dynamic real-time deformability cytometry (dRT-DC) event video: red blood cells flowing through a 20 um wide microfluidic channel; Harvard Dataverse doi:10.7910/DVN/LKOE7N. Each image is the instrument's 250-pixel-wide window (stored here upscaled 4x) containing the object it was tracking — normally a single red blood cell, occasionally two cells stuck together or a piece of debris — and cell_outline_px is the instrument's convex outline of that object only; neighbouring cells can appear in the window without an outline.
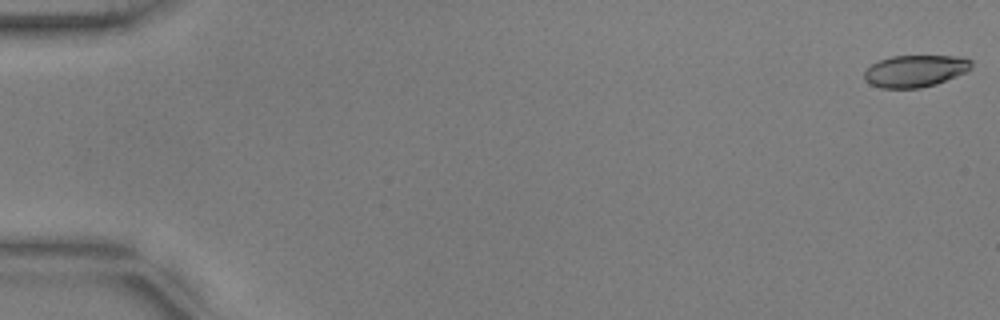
{"species": "common noctule bat (a hibernating species)", "species_latin": "Nyctalus noctula", "temperature_condition": "warm", "stored_images_in_passage": 51, "camera_frame_rate_fps": 3000, "um_per_image_px": 0.085, "animal": {"sex": "male", "body_mass_g": 17.9, "forearm_length_mm": 54.2}, "frame": {"image": 1, "passage_image": 1, "time_ms": 0.0, "image_size_px": [1000, 320], "cell_outline_px": [[972, 68], [968, 72], [936, 84], [920, 88], [880, 88], [864, 80], [864, 72], [872, 64], [880, 60], [892, 56], [964, 56], [972, 60]], "centroid_in_image_um": [77.84, 6.03], "position_along_channel_um": 7.2, "area_um2": 20.11}}
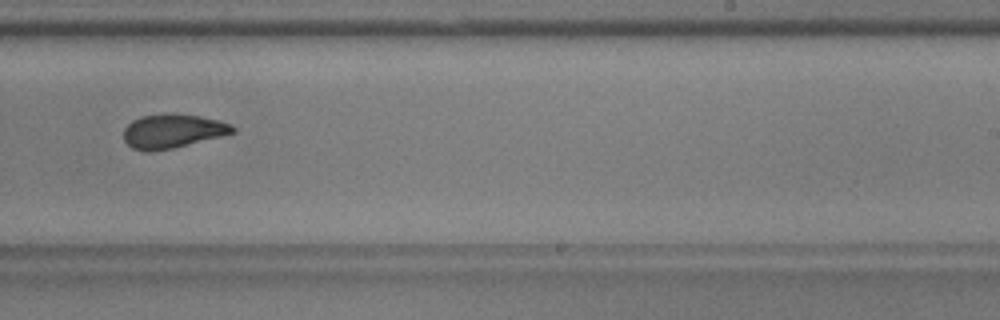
{"frame": {"image": 2, "passage_image": 35, "time_ms": 11.333, "image_size_px": [1000, 320], "cell_outline_px": [[236, 132], [224, 136], [172, 148], [152, 152], [144, 152], [132, 148], [124, 140], [124, 128], [132, 120], [140, 116], [200, 116], [232, 124], [236, 128]], "centroid_in_image_um": [14.68, 11.19], "position_along_channel_um": 274.3, "area_um2": 21.1}}
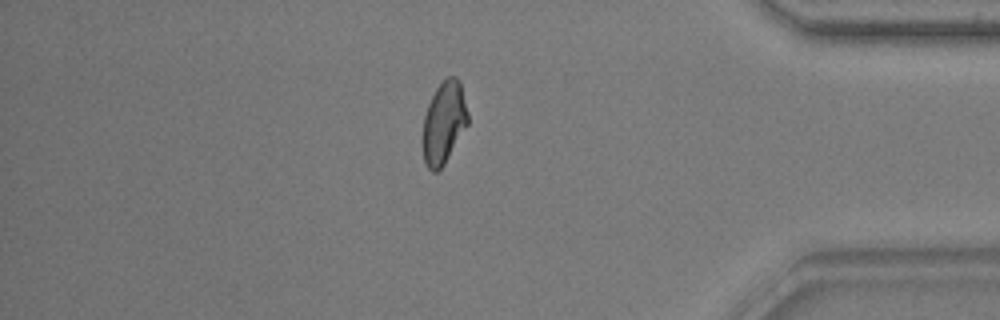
{"frame": {"image": 3, "passage_image": 47, "time_ms": 15.333, "image_size_px": [1000, 320], "cell_outline_px": [[468, 124], [444, 164], [436, 172], [432, 172], [428, 168], [424, 160], [420, 140], [424, 116], [428, 104], [436, 88], [448, 76], [456, 76], [460, 80], [468, 112]], "centroid_in_image_um": [37.7, 10.44], "position_along_channel_um": 397.5, "area_um2": 21.91}}